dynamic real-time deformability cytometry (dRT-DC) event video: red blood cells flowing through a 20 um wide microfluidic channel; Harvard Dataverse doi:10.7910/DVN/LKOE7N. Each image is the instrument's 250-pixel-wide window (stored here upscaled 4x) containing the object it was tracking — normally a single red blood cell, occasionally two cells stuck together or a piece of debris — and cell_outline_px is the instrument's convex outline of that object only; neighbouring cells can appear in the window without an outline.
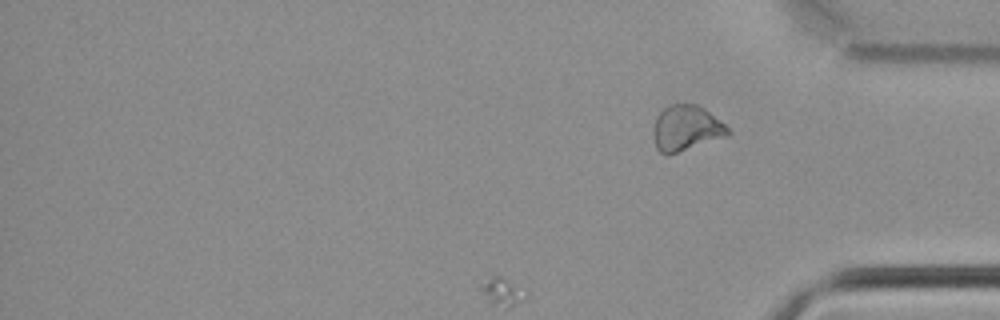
{"species": "common noctule bat (a hibernating species)", "species_latin": "Nyctalus noctula", "temperature_condition": "cold", "stored_images_in_passage": 33, "camera_frame_rate_fps": 3000, "um_per_image_px": 0.085, "animal": {"sex": "male", "body_mass_g": 21.5, "forearm_length_mm": 52.0}, "frame": {"image": 1, "passage_image": 33, "time_ms": 10.667, "image_size_px": [1000, 320], "cell_outline_px": [[732, 132], [728, 136], [668, 156], [660, 152], [656, 148], [652, 132], [656, 116], [668, 104], [696, 104], [704, 108], [724, 124]], "centroid_in_image_um": [58.31, 10.91], "position_along_channel_um": 376.9, "area_um2": 20.0}}